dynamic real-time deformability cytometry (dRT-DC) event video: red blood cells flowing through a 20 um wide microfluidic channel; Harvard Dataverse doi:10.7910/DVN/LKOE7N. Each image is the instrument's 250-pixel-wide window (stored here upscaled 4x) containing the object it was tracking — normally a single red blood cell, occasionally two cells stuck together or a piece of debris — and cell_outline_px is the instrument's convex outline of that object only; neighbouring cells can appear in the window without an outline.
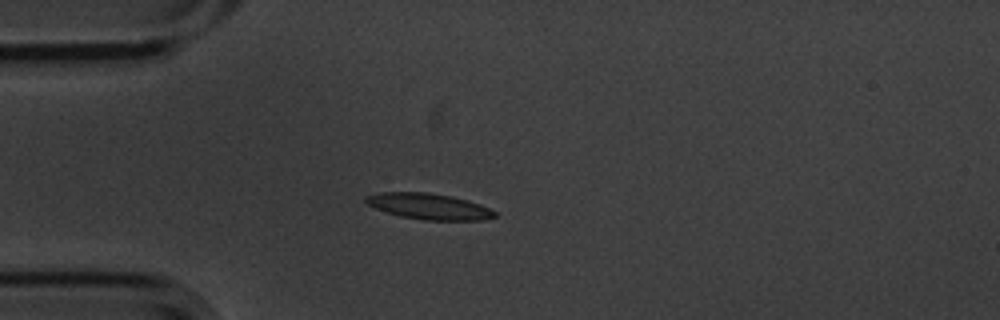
{"species": "common noctule bat (a hibernating species)", "species_latin": "Nyctalus noctula", "temperature_condition": "cold", "stored_images_in_passage": 3, "camera_frame_rate_fps": 3000, "um_per_image_px": 0.085, "animal": {"sex": "male", "body_mass_g": 20.1, "forearm_length_mm": 53.5}, "frame": {"image": 1, "passage_image": 3, "time_ms": 0.667, "image_size_px": [1000, 320], "cell_outline_px": [[496, 216], [480, 220], [424, 220], [400, 216], [376, 208], [368, 204], [364, 200], [364, 196], [380, 192], [424, 192], [452, 196], [468, 200], [480, 204], [496, 212]], "centroid_in_image_um": [36.44, 17.53], "position_along_channel_um": 48.6, "area_um2": 19.36}}